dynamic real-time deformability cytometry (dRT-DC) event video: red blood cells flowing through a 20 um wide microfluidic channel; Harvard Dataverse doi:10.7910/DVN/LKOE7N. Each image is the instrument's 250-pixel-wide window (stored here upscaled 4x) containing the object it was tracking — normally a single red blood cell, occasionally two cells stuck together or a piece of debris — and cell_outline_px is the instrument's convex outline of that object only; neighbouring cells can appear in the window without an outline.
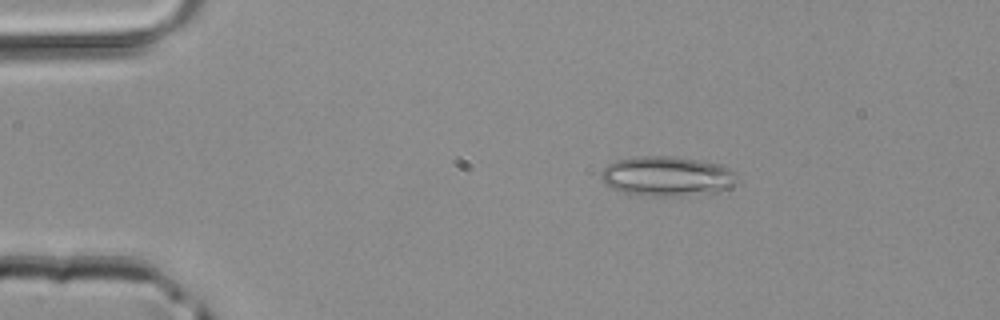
{"species": "common noctule bat (a hibernating species)", "species_latin": "Nyctalus noctula", "temperature_condition": "room temperature", "stored_images_in_passage": 47, "camera_frame_rate_fps": 3000, "um_per_image_px": 0.085, "animal": {"sex": "male", "body_mass_g": 20.4}, "frame": {"image": 1, "passage_image": 8, "time_ms": 2.333, "image_size_px": [1000, 320], "cell_outline_px": [[736, 180], [728, 188], [716, 192], [672, 196], [640, 196], [616, 192], [604, 184], [600, 176], [600, 172], [608, 164], [616, 160], [632, 156], [676, 156], [700, 160], [720, 164], [728, 168], [736, 176]], "centroid_in_image_um": [56.59, 14.98], "position_along_channel_um": 28.4, "area_um2": 31.96}}
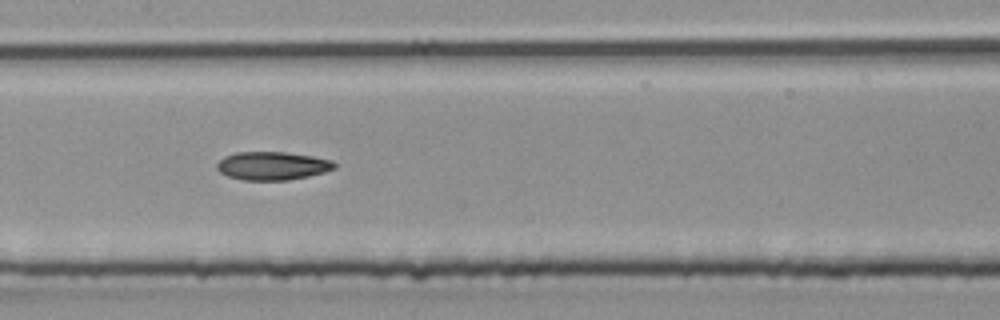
{"frame": {"image": 2, "passage_image": 23, "time_ms": 7.333, "image_size_px": [1000, 320], "cell_outline_px": [[336, 168], [324, 172], [308, 176], [288, 180], [244, 180], [228, 176], [220, 172], [216, 168], [216, 164], [224, 156], [236, 152], [288, 152], [312, 156], [332, 160], [336, 164]], "centroid_in_image_um": [23.15, 14.09], "position_along_channel_um": 184.2, "area_um2": 19.42}}
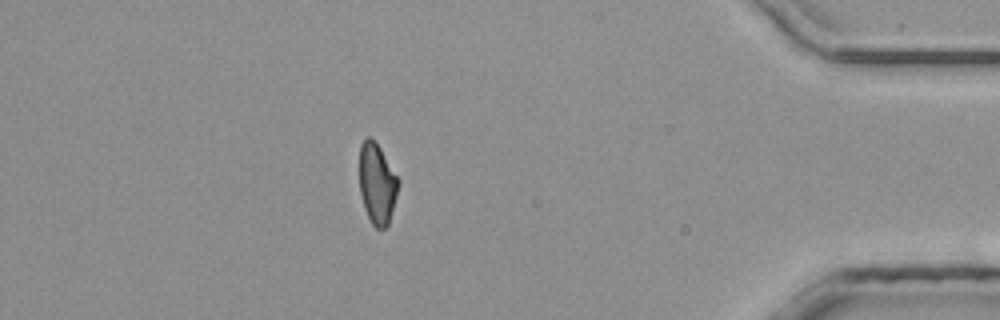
{"frame": {"image": 3, "passage_image": 41, "time_ms": 13.333, "image_size_px": [1000, 320], "cell_outline_px": [[400, 180], [396, 196], [388, 224], [384, 228], [376, 228], [372, 224], [364, 208], [360, 192], [360, 144], [368, 136], [380, 148]], "centroid_in_image_um": [32.05, 15.62], "position_along_channel_um": 403.2, "area_um2": 17.98}}